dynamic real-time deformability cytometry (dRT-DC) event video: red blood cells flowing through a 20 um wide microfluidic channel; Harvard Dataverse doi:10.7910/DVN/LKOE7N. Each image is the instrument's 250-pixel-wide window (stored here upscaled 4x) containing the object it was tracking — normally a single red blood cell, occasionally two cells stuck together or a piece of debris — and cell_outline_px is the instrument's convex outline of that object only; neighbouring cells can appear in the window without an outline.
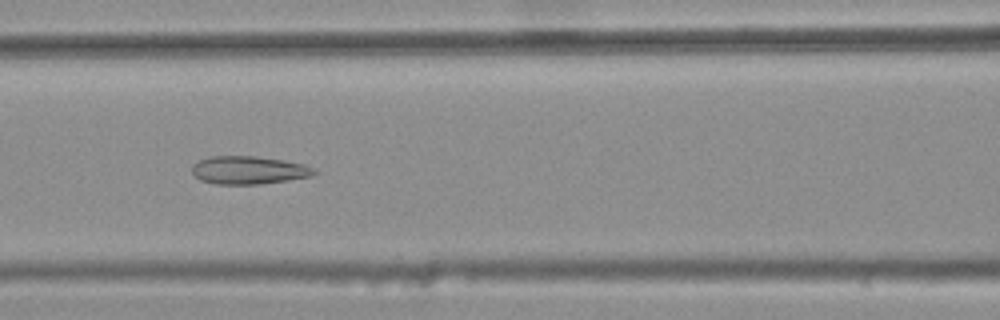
{"species": "common noctule bat (a hibernating species)", "species_latin": "Nyctalus noctula", "temperature_condition": "warm", "stored_images_in_passage": 47, "camera_frame_rate_fps": 3000, "um_per_image_px": 0.085, "animal": {"sex": "female", "body_mass_g": 25.1}, "frame": {"image": 1, "passage_image": 24, "time_ms": 7.667, "image_size_px": [1000, 320], "cell_outline_px": [[316, 172], [312, 176], [288, 180], [260, 184], [216, 184], [200, 180], [192, 172], [192, 164], [200, 160], [212, 156], [256, 156], [280, 160], [300, 164], [316, 168]], "centroid_in_image_um": [21.11, 14.47], "position_along_channel_um": 145.5, "area_um2": 19.77}}
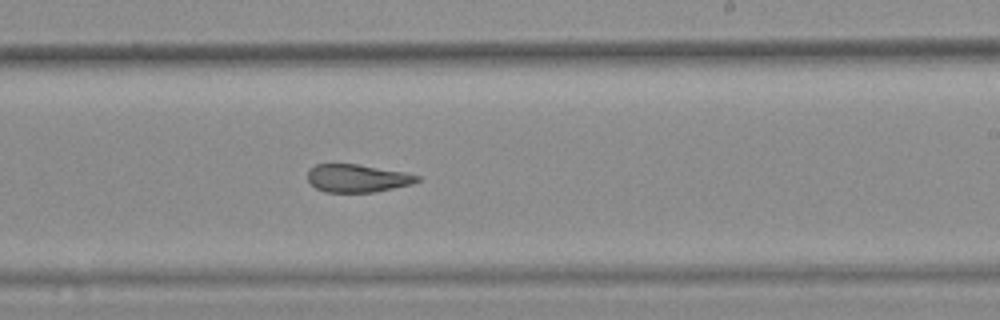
{"frame": {"image": 2, "passage_image": 33, "time_ms": 10.667, "image_size_px": [1000, 320], "cell_outline_px": [[420, 180], [412, 184], [376, 192], [324, 192], [316, 188], [308, 180], [308, 168], [316, 164], [356, 164], [404, 172], [420, 176]], "centroid_in_image_um": [30.36, 15.15], "position_along_channel_um": 258.6, "area_um2": 17.8}}
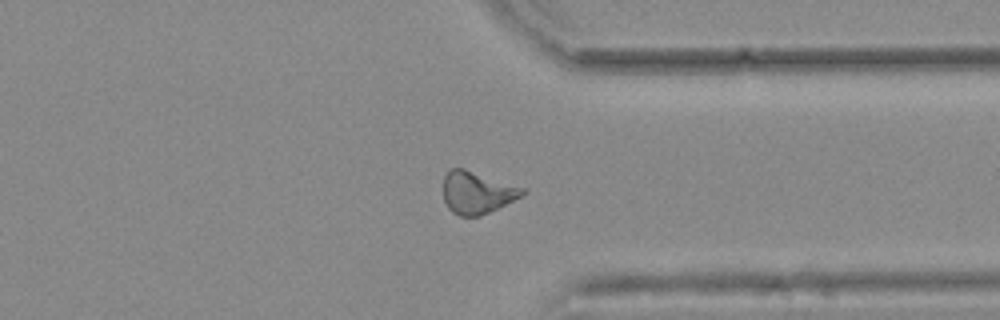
{"frame": {"image": 3, "passage_image": 42, "time_ms": 13.667, "image_size_px": [1000, 320], "cell_outline_px": [[528, 192], [480, 216], [460, 216], [452, 212], [448, 208], [444, 200], [444, 176], [452, 168], [464, 168], [524, 188]], "centroid_in_image_um": [40.52, 16.36], "position_along_channel_um": 370.9, "area_um2": 19.13}, "authors_computed_cell_mechanics": {"area_um2": 19.7676, "velocity_mm_per_s": 3.7853, "shape_relaxation_time_tau1_ms": null, "shape_relaxation_time_tau2_ms": 1.9773, "deformation_change_tau1": null, "deformation_change_tau2": 0.1047}}